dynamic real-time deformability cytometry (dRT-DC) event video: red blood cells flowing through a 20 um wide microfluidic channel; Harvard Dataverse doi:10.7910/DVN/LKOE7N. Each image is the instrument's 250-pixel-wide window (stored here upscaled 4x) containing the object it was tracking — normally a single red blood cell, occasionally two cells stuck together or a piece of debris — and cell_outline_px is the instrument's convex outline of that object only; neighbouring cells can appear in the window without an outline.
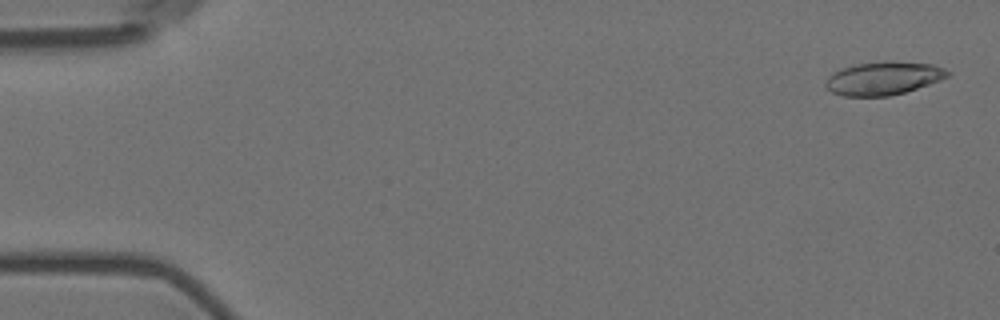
{"species": "Egyptian fruit bat (a non-hibernating species)", "species_latin": "Rousettus aegyptiacus", "temperature_condition": "room temperature", "stored_images_in_passage": 57, "camera_frame_rate_fps": 3000, "um_per_image_px": 0.085, "animal": {"sex": "female"}, "frame": {"image": 1, "passage_image": 2, "time_ms": 0.333, "image_size_px": [1000, 320], "cell_outline_px": [[952, 72], [948, 76], [940, 80], [904, 92], [888, 96], [844, 96], [832, 92], [824, 84], [828, 76], [832, 72], [840, 68], [852, 64], [884, 60], [892, 60], [932, 64], [944, 68]], "centroid_in_image_um": [75.07, 6.62], "position_along_channel_um": 9.9, "area_um2": 23.93}}
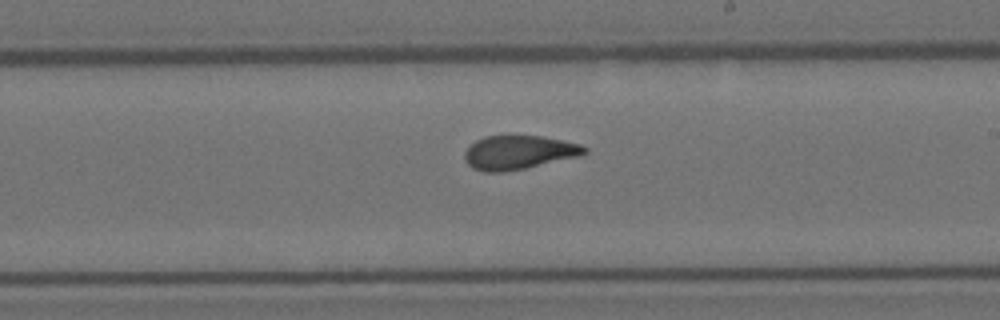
{"frame": {"image": 2, "passage_image": 33, "time_ms": 10.667, "image_size_px": [1000, 320], "cell_outline_px": [[588, 152], [580, 156], [524, 168], [504, 172], [484, 172], [472, 168], [464, 160], [464, 152], [476, 140], [484, 136], [544, 136], [580, 144], [588, 148]], "centroid_in_image_um": [44.09, 12.96], "position_along_channel_um": 244.9, "area_um2": 23.64}}
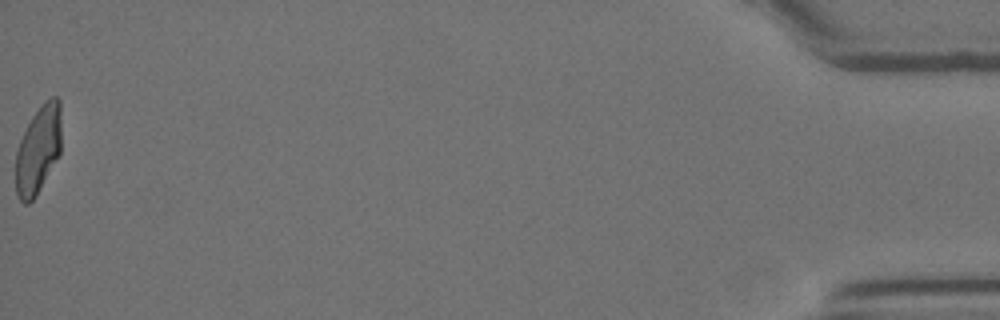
{"frame": {"image": 3, "passage_image": 57, "time_ms": 18.667, "image_size_px": [1000, 320], "cell_outline_px": [[60, 152], [36, 196], [28, 204], [24, 204], [20, 200], [16, 192], [16, 152], [20, 140], [32, 116], [52, 96], [56, 96], [60, 100]], "centroid_in_image_um": [3.24, 12.75], "position_along_channel_um": 432.0, "area_um2": 22.89}, "authors_computed_cell_mechanics": {"area_um2": 23.9292, "velocity_mm_per_s": 3.5801, "shape_relaxation_time_tau1_ms": 8.9039, "shape_relaxation_time_tau2_ms": 1.8141, "deformation_change_tau1": 0.2528, "deformation_change_tau2": 0.0927}}